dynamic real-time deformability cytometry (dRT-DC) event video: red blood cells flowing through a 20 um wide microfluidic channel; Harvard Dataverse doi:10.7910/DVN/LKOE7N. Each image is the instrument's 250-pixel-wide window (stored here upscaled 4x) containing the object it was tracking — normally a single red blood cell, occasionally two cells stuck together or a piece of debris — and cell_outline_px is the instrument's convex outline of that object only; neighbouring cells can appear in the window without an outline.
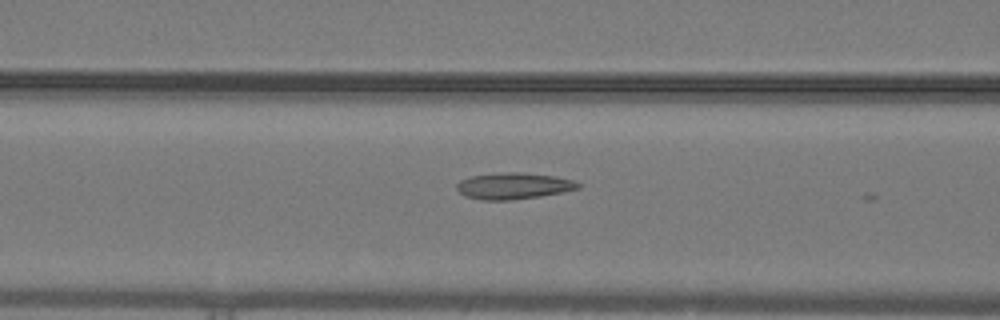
{"species": "common noctule bat (a hibernating species)", "species_latin": "Nyctalus noctula", "temperature_condition": "warm", "stored_images_in_passage": 7, "camera_frame_rate_fps": 3000, "um_per_image_px": 0.085, "animal": {"sex": "male", "body_mass_g": 19.2, "forearm_length_mm": 51.8}, "frame": {"image": 1, "passage_image": 6, "time_ms": 1.667, "image_size_px": [1000, 320], "cell_outline_px": [[580, 188], [540, 196], [508, 200], [480, 200], [464, 196], [456, 188], [456, 184], [460, 180], [472, 176], [512, 172], [520, 172], [556, 176], [576, 180], [580, 184]], "centroid_in_image_um": [43.66, 15.8], "position_along_channel_um": 122.9, "area_um2": 18.55}}